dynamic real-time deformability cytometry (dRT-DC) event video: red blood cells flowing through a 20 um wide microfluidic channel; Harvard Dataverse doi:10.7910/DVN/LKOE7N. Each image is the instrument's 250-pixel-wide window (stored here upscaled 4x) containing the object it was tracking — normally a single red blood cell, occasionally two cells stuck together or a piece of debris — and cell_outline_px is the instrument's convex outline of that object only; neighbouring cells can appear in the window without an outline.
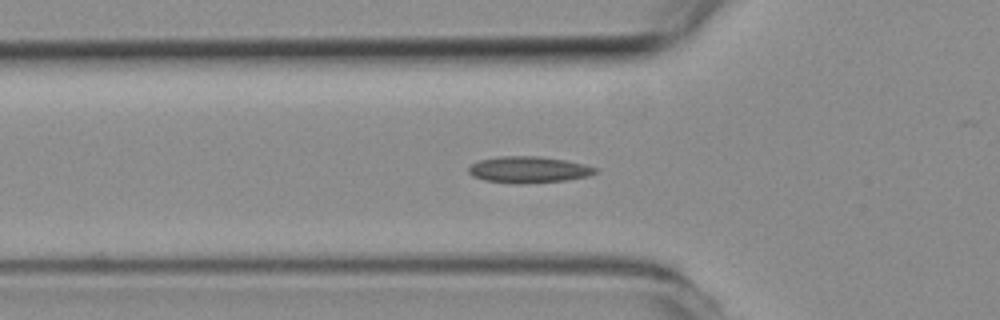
{"species": "common noctule bat (a hibernating species)", "species_latin": "Nyctalus noctula", "temperature_condition": "room temperature", "stored_images_in_passage": 45, "camera_frame_rate_fps": 3000, "um_per_image_px": 0.085, "animal": {"sex": "female", "body_mass_g": 19.3, "forearm_length_mm": 54.1}, "frame": {"image": 1, "passage_image": 11, "time_ms": 3.333, "image_size_px": [1000, 320], "cell_outline_px": [[600, 172], [588, 176], [564, 180], [524, 184], [516, 184], [484, 180], [472, 176], [468, 172], [468, 168], [472, 164], [480, 160], [500, 156], [536, 156], [564, 160], [584, 164], [600, 168]], "centroid_in_image_um": [44.96, 14.43], "position_along_channel_um": 80.8, "area_um2": 19.59}}
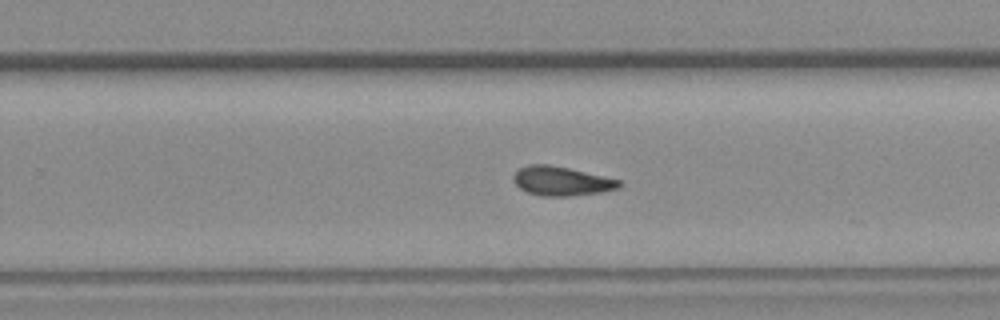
{"frame": {"image": 2, "passage_image": 27, "time_ms": 8.667, "image_size_px": [1000, 320], "cell_outline_px": [[624, 184], [620, 188], [600, 192], [568, 196], [544, 196], [528, 192], [520, 188], [512, 180], [512, 176], [520, 168], [528, 164], [548, 164], [568, 168], [620, 180]], "centroid_in_image_um": [47.72, 15.39], "position_along_channel_um": 282.1, "area_um2": 17.86}}
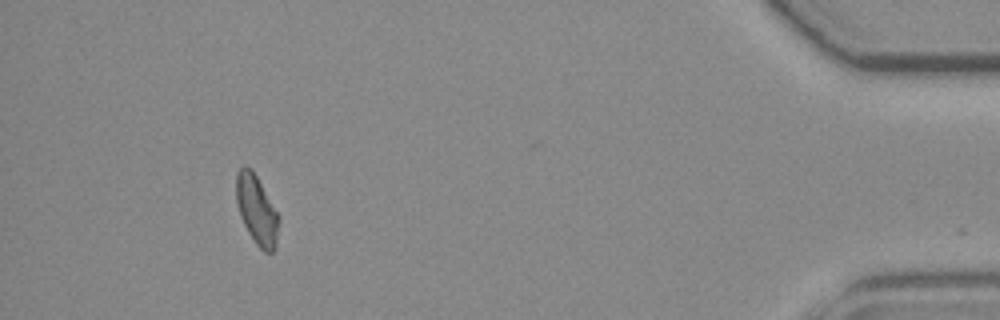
{"frame": {"image": 3, "passage_image": 43, "time_ms": 14.0, "image_size_px": [1000, 320], "cell_outline_px": [[280, 220], [276, 248], [272, 252], [264, 252], [256, 244], [248, 232], [240, 216], [236, 200], [236, 172], [244, 164], [252, 168], [280, 216]], "centroid_in_image_um": [21.83, 17.83], "position_along_channel_um": 413.4, "area_um2": 17.46}, "authors_computed_cell_mechanics": {"area_um2": 17.8024, "velocity_mm_per_s": 3.7667, "shape_relaxation_time_tau1_ms": null, "shape_relaxation_time_tau2_ms": 4.008, "deformation_change_tau1": null, "deformation_change_tau2": 0.0899}}